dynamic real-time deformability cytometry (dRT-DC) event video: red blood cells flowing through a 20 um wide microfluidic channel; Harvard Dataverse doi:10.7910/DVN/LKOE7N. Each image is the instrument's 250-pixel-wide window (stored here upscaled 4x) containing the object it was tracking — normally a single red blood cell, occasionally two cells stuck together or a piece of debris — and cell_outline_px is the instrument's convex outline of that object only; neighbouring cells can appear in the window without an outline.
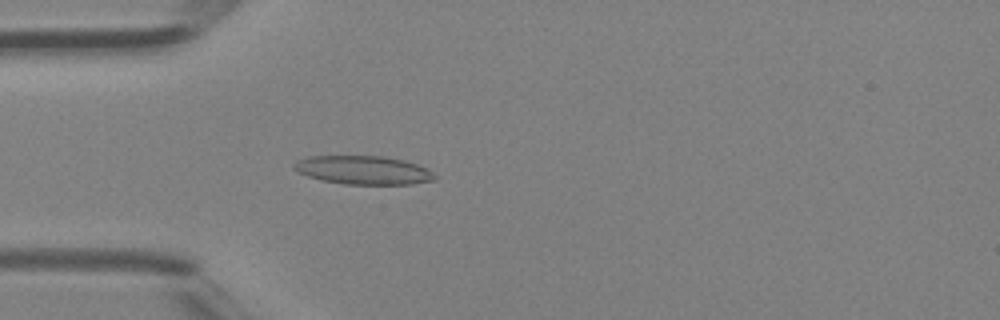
{"species": "Egyptian fruit bat (a non-hibernating species)", "species_latin": "Rousettus aegyptiacus", "temperature_condition": "room temperature", "stored_images_in_passage": 46, "camera_frame_rate_fps": 3000, "um_per_image_px": 0.085, "animal": {"sex": "female"}, "frame": {"image": 1, "passage_image": 13, "time_ms": 4.0, "image_size_px": [1000, 320], "cell_outline_px": [[436, 180], [412, 184], [344, 184], [320, 180], [296, 172], [292, 168], [292, 164], [296, 160], [308, 156], [384, 156], [404, 160], [428, 168], [436, 176]], "centroid_in_image_um": [30.85, 14.46], "position_along_channel_um": 54.2, "area_um2": 23.7}}
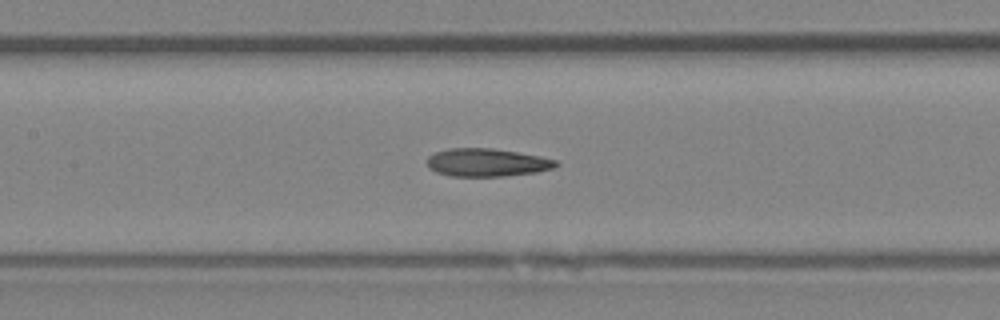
{"frame": {"image": 2, "passage_image": 21, "time_ms": 6.667, "image_size_px": [1000, 320], "cell_outline_px": [[560, 164], [552, 168], [536, 172], [504, 176], [452, 176], [436, 172], [428, 168], [428, 156], [436, 152], [448, 148], [492, 148], [540, 156], [556, 160]], "centroid_in_image_um": [41.37, 13.81], "position_along_channel_um": 166.0, "area_um2": 20.92}}
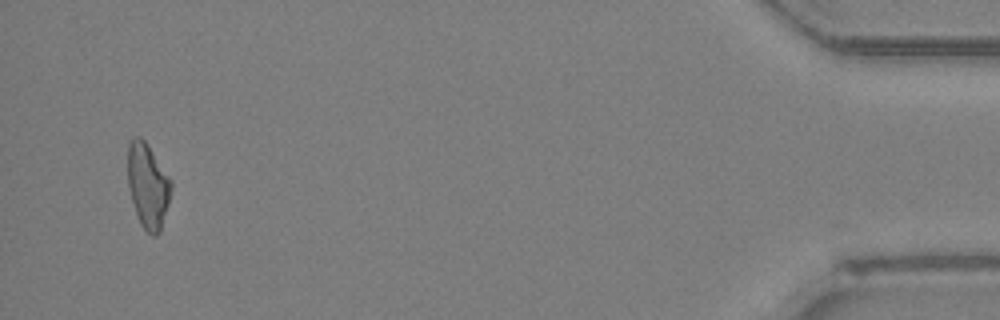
{"frame": {"image": 3, "passage_image": 44, "time_ms": 14.333, "image_size_px": [1000, 320], "cell_outline_px": [[172, 188], [168, 204], [160, 232], [156, 236], [152, 236], [140, 224], [128, 188], [128, 144], [132, 136], [140, 136], [148, 144], [172, 180]], "centroid_in_image_um": [12.57, 15.75], "position_along_channel_um": 422.6, "area_um2": 21.56}, "authors_computed_cell_mechanics": {"area_um2": 21.4149, "velocity_mm_per_s": 4.4574, "shape_relaxation_time_tau1_ms": 6.5542, "shape_relaxation_time_tau2_ms": 3.2432, "deformation_change_tau1": 0.2041, "deformation_change_tau2": 0.1301}}